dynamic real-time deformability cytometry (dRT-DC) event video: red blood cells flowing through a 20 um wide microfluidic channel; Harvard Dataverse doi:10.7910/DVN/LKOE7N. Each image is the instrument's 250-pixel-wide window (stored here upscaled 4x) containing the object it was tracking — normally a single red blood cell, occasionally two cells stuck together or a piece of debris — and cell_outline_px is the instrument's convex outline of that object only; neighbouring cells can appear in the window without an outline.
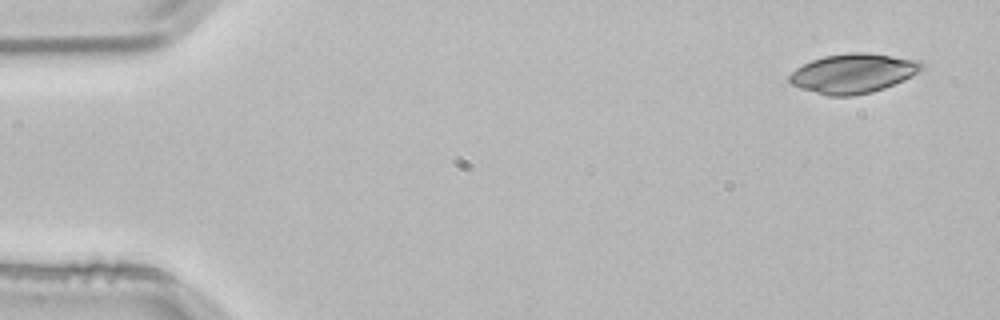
{"species": "common noctule bat (a hibernating species)", "species_latin": "Nyctalus noctula", "temperature_condition": "room temperature", "stored_images_in_passage": 4, "segment_of_instrument_passage": [1, 2], "camera_frame_rate_fps": 3000, "um_per_image_px": 0.085, "animal": {"sex": "male", "body_mass_g": 21.5, "forearm_length_mm": 52.0}, "frame": {"image": 1, "passage_image": 1, "time_ms": 0.0, "image_size_px": [1000, 320], "cell_outline_px": [[924, 68], [912, 76], [904, 80], [884, 88], [872, 92], [852, 96], [828, 96], [800, 88], [792, 84], [788, 80], [788, 76], [796, 68], [812, 60], [824, 56], [848, 52], [868, 52], [920, 60], [924, 64]], "centroid_in_image_um": [72.54, 6.23], "position_along_channel_um": 12.5, "area_um2": 30.58}}